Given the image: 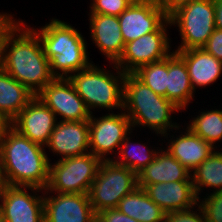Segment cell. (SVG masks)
I'll list each match as a JSON object with an SVG mask.
<instances>
[{
	"label": "cell",
	"instance_id": "8",
	"mask_svg": "<svg viewBox=\"0 0 222 222\" xmlns=\"http://www.w3.org/2000/svg\"><path fill=\"white\" fill-rule=\"evenodd\" d=\"M137 184V175L113 160L102 161L89 190L90 204L95 213L116 208L119 201L131 193Z\"/></svg>",
	"mask_w": 222,
	"mask_h": 222
},
{
	"label": "cell",
	"instance_id": "12",
	"mask_svg": "<svg viewBox=\"0 0 222 222\" xmlns=\"http://www.w3.org/2000/svg\"><path fill=\"white\" fill-rule=\"evenodd\" d=\"M60 121H89L91 113L68 78H54L37 95Z\"/></svg>",
	"mask_w": 222,
	"mask_h": 222
},
{
	"label": "cell",
	"instance_id": "33",
	"mask_svg": "<svg viewBox=\"0 0 222 222\" xmlns=\"http://www.w3.org/2000/svg\"><path fill=\"white\" fill-rule=\"evenodd\" d=\"M202 48L222 61V30L215 29Z\"/></svg>",
	"mask_w": 222,
	"mask_h": 222
},
{
	"label": "cell",
	"instance_id": "35",
	"mask_svg": "<svg viewBox=\"0 0 222 222\" xmlns=\"http://www.w3.org/2000/svg\"><path fill=\"white\" fill-rule=\"evenodd\" d=\"M215 8V28L222 30V0H213Z\"/></svg>",
	"mask_w": 222,
	"mask_h": 222
},
{
	"label": "cell",
	"instance_id": "27",
	"mask_svg": "<svg viewBox=\"0 0 222 222\" xmlns=\"http://www.w3.org/2000/svg\"><path fill=\"white\" fill-rule=\"evenodd\" d=\"M195 116L187 123V127L200 138L217 148L216 144L222 141V109L211 108Z\"/></svg>",
	"mask_w": 222,
	"mask_h": 222
},
{
	"label": "cell",
	"instance_id": "10",
	"mask_svg": "<svg viewBox=\"0 0 222 222\" xmlns=\"http://www.w3.org/2000/svg\"><path fill=\"white\" fill-rule=\"evenodd\" d=\"M88 123L90 153L102 161L113 160L123 140L133 130L131 121L123 110L117 114L109 112L102 117L91 114ZM108 155L114 156L111 158Z\"/></svg>",
	"mask_w": 222,
	"mask_h": 222
},
{
	"label": "cell",
	"instance_id": "11",
	"mask_svg": "<svg viewBox=\"0 0 222 222\" xmlns=\"http://www.w3.org/2000/svg\"><path fill=\"white\" fill-rule=\"evenodd\" d=\"M40 192L43 189L37 187L2 184L0 210L6 222H45L44 195H39Z\"/></svg>",
	"mask_w": 222,
	"mask_h": 222
},
{
	"label": "cell",
	"instance_id": "9",
	"mask_svg": "<svg viewBox=\"0 0 222 222\" xmlns=\"http://www.w3.org/2000/svg\"><path fill=\"white\" fill-rule=\"evenodd\" d=\"M168 27H171L169 18L155 31L126 43L122 55L114 64L124 73H133L142 65L167 58L172 53Z\"/></svg>",
	"mask_w": 222,
	"mask_h": 222
},
{
	"label": "cell",
	"instance_id": "32",
	"mask_svg": "<svg viewBox=\"0 0 222 222\" xmlns=\"http://www.w3.org/2000/svg\"><path fill=\"white\" fill-rule=\"evenodd\" d=\"M96 222H139L121 213L117 208H108L96 213Z\"/></svg>",
	"mask_w": 222,
	"mask_h": 222
},
{
	"label": "cell",
	"instance_id": "28",
	"mask_svg": "<svg viewBox=\"0 0 222 222\" xmlns=\"http://www.w3.org/2000/svg\"><path fill=\"white\" fill-rule=\"evenodd\" d=\"M133 74L156 94L166 98L168 57L142 65Z\"/></svg>",
	"mask_w": 222,
	"mask_h": 222
},
{
	"label": "cell",
	"instance_id": "18",
	"mask_svg": "<svg viewBox=\"0 0 222 222\" xmlns=\"http://www.w3.org/2000/svg\"><path fill=\"white\" fill-rule=\"evenodd\" d=\"M92 43L110 63H115L123 53L125 42L120 29L118 16L88 14Z\"/></svg>",
	"mask_w": 222,
	"mask_h": 222
},
{
	"label": "cell",
	"instance_id": "15",
	"mask_svg": "<svg viewBox=\"0 0 222 222\" xmlns=\"http://www.w3.org/2000/svg\"><path fill=\"white\" fill-rule=\"evenodd\" d=\"M45 148L59 155L58 160L89 153L88 121L58 120Z\"/></svg>",
	"mask_w": 222,
	"mask_h": 222
},
{
	"label": "cell",
	"instance_id": "16",
	"mask_svg": "<svg viewBox=\"0 0 222 222\" xmlns=\"http://www.w3.org/2000/svg\"><path fill=\"white\" fill-rule=\"evenodd\" d=\"M167 18L158 4L130 5L118 16L125 44L155 31Z\"/></svg>",
	"mask_w": 222,
	"mask_h": 222
},
{
	"label": "cell",
	"instance_id": "14",
	"mask_svg": "<svg viewBox=\"0 0 222 222\" xmlns=\"http://www.w3.org/2000/svg\"><path fill=\"white\" fill-rule=\"evenodd\" d=\"M58 117L37 96L11 121V127L20 135L45 147Z\"/></svg>",
	"mask_w": 222,
	"mask_h": 222
},
{
	"label": "cell",
	"instance_id": "29",
	"mask_svg": "<svg viewBox=\"0 0 222 222\" xmlns=\"http://www.w3.org/2000/svg\"><path fill=\"white\" fill-rule=\"evenodd\" d=\"M198 198V204L203 210L207 222H222V191L206 193Z\"/></svg>",
	"mask_w": 222,
	"mask_h": 222
},
{
	"label": "cell",
	"instance_id": "39",
	"mask_svg": "<svg viewBox=\"0 0 222 222\" xmlns=\"http://www.w3.org/2000/svg\"><path fill=\"white\" fill-rule=\"evenodd\" d=\"M9 14L8 13H6V12H2V13H0V23L8 16Z\"/></svg>",
	"mask_w": 222,
	"mask_h": 222
},
{
	"label": "cell",
	"instance_id": "36",
	"mask_svg": "<svg viewBox=\"0 0 222 222\" xmlns=\"http://www.w3.org/2000/svg\"><path fill=\"white\" fill-rule=\"evenodd\" d=\"M11 128V120L0 112V139Z\"/></svg>",
	"mask_w": 222,
	"mask_h": 222
},
{
	"label": "cell",
	"instance_id": "40",
	"mask_svg": "<svg viewBox=\"0 0 222 222\" xmlns=\"http://www.w3.org/2000/svg\"><path fill=\"white\" fill-rule=\"evenodd\" d=\"M0 222H6L1 210H0Z\"/></svg>",
	"mask_w": 222,
	"mask_h": 222
},
{
	"label": "cell",
	"instance_id": "21",
	"mask_svg": "<svg viewBox=\"0 0 222 222\" xmlns=\"http://www.w3.org/2000/svg\"><path fill=\"white\" fill-rule=\"evenodd\" d=\"M185 62L191 85L196 93L199 87L214 84L222 74V61L203 48H191L175 51Z\"/></svg>",
	"mask_w": 222,
	"mask_h": 222
},
{
	"label": "cell",
	"instance_id": "38",
	"mask_svg": "<svg viewBox=\"0 0 222 222\" xmlns=\"http://www.w3.org/2000/svg\"><path fill=\"white\" fill-rule=\"evenodd\" d=\"M131 5H147V4H158L159 0H127Z\"/></svg>",
	"mask_w": 222,
	"mask_h": 222
},
{
	"label": "cell",
	"instance_id": "1",
	"mask_svg": "<svg viewBox=\"0 0 222 222\" xmlns=\"http://www.w3.org/2000/svg\"><path fill=\"white\" fill-rule=\"evenodd\" d=\"M11 14L3 20L2 70L37 95L55 77L38 34Z\"/></svg>",
	"mask_w": 222,
	"mask_h": 222
},
{
	"label": "cell",
	"instance_id": "3",
	"mask_svg": "<svg viewBox=\"0 0 222 222\" xmlns=\"http://www.w3.org/2000/svg\"><path fill=\"white\" fill-rule=\"evenodd\" d=\"M123 111L131 121L132 129L141 126L159 136L181 129L172 114L182 110L172 101L156 94L133 73H126L123 83ZM173 122V123H172ZM171 129V130H170Z\"/></svg>",
	"mask_w": 222,
	"mask_h": 222
},
{
	"label": "cell",
	"instance_id": "5",
	"mask_svg": "<svg viewBox=\"0 0 222 222\" xmlns=\"http://www.w3.org/2000/svg\"><path fill=\"white\" fill-rule=\"evenodd\" d=\"M110 65L114 67L115 73L93 62L88 68L68 77L91 114L97 108L108 112L123 110V83L126 73L114 63Z\"/></svg>",
	"mask_w": 222,
	"mask_h": 222
},
{
	"label": "cell",
	"instance_id": "31",
	"mask_svg": "<svg viewBox=\"0 0 222 222\" xmlns=\"http://www.w3.org/2000/svg\"><path fill=\"white\" fill-rule=\"evenodd\" d=\"M165 222H207V221L203 213V210L201 209L199 204H197L194 207L186 210L167 212L165 215Z\"/></svg>",
	"mask_w": 222,
	"mask_h": 222
},
{
	"label": "cell",
	"instance_id": "34",
	"mask_svg": "<svg viewBox=\"0 0 222 222\" xmlns=\"http://www.w3.org/2000/svg\"><path fill=\"white\" fill-rule=\"evenodd\" d=\"M194 0H159L158 5L163 9L164 14L169 18L179 8Z\"/></svg>",
	"mask_w": 222,
	"mask_h": 222
},
{
	"label": "cell",
	"instance_id": "13",
	"mask_svg": "<svg viewBox=\"0 0 222 222\" xmlns=\"http://www.w3.org/2000/svg\"><path fill=\"white\" fill-rule=\"evenodd\" d=\"M43 192L45 222H96L88 194Z\"/></svg>",
	"mask_w": 222,
	"mask_h": 222
},
{
	"label": "cell",
	"instance_id": "41",
	"mask_svg": "<svg viewBox=\"0 0 222 222\" xmlns=\"http://www.w3.org/2000/svg\"><path fill=\"white\" fill-rule=\"evenodd\" d=\"M0 178H1V156H0Z\"/></svg>",
	"mask_w": 222,
	"mask_h": 222
},
{
	"label": "cell",
	"instance_id": "22",
	"mask_svg": "<svg viewBox=\"0 0 222 222\" xmlns=\"http://www.w3.org/2000/svg\"><path fill=\"white\" fill-rule=\"evenodd\" d=\"M194 94L195 91L184 60L175 51H172L168 56L166 99L184 111L194 100Z\"/></svg>",
	"mask_w": 222,
	"mask_h": 222
},
{
	"label": "cell",
	"instance_id": "17",
	"mask_svg": "<svg viewBox=\"0 0 222 222\" xmlns=\"http://www.w3.org/2000/svg\"><path fill=\"white\" fill-rule=\"evenodd\" d=\"M182 129L185 131H177V133H180L179 135H170L167 133L162 136V138L164 137V141L165 138L168 141V145L166 144L167 147L164 148L192 172L217 148L193 133L187 126L185 129L182 127ZM168 135L170 139H168Z\"/></svg>",
	"mask_w": 222,
	"mask_h": 222
},
{
	"label": "cell",
	"instance_id": "6",
	"mask_svg": "<svg viewBox=\"0 0 222 222\" xmlns=\"http://www.w3.org/2000/svg\"><path fill=\"white\" fill-rule=\"evenodd\" d=\"M54 162L49 165L47 191L88 194L102 160L89 152Z\"/></svg>",
	"mask_w": 222,
	"mask_h": 222
},
{
	"label": "cell",
	"instance_id": "2",
	"mask_svg": "<svg viewBox=\"0 0 222 222\" xmlns=\"http://www.w3.org/2000/svg\"><path fill=\"white\" fill-rule=\"evenodd\" d=\"M0 156L2 184L46 189L51 159L45 147L11 127L0 139Z\"/></svg>",
	"mask_w": 222,
	"mask_h": 222
},
{
	"label": "cell",
	"instance_id": "20",
	"mask_svg": "<svg viewBox=\"0 0 222 222\" xmlns=\"http://www.w3.org/2000/svg\"><path fill=\"white\" fill-rule=\"evenodd\" d=\"M191 173L166 149L158 150L155 158L137 174L138 187L164 182L192 181Z\"/></svg>",
	"mask_w": 222,
	"mask_h": 222
},
{
	"label": "cell",
	"instance_id": "24",
	"mask_svg": "<svg viewBox=\"0 0 222 222\" xmlns=\"http://www.w3.org/2000/svg\"><path fill=\"white\" fill-rule=\"evenodd\" d=\"M35 96L27 87L7 72L0 71V112L11 121Z\"/></svg>",
	"mask_w": 222,
	"mask_h": 222
},
{
	"label": "cell",
	"instance_id": "7",
	"mask_svg": "<svg viewBox=\"0 0 222 222\" xmlns=\"http://www.w3.org/2000/svg\"><path fill=\"white\" fill-rule=\"evenodd\" d=\"M214 15L213 0H194L174 12L169 19L179 29L181 44L173 51L202 48L216 29Z\"/></svg>",
	"mask_w": 222,
	"mask_h": 222
},
{
	"label": "cell",
	"instance_id": "23",
	"mask_svg": "<svg viewBox=\"0 0 222 222\" xmlns=\"http://www.w3.org/2000/svg\"><path fill=\"white\" fill-rule=\"evenodd\" d=\"M116 208L139 222H165L166 212L140 187H136L131 193L124 196Z\"/></svg>",
	"mask_w": 222,
	"mask_h": 222
},
{
	"label": "cell",
	"instance_id": "26",
	"mask_svg": "<svg viewBox=\"0 0 222 222\" xmlns=\"http://www.w3.org/2000/svg\"><path fill=\"white\" fill-rule=\"evenodd\" d=\"M132 133L133 130L125 137L113 161L118 165L127 167L137 175L153 161L159 147L150 149L145 143L131 141Z\"/></svg>",
	"mask_w": 222,
	"mask_h": 222
},
{
	"label": "cell",
	"instance_id": "30",
	"mask_svg": "<svg viewBox=\"0 0 222 222\" xmlns=\"http://www.w3.org/2000/svg\"><path fill=\"white\" fill-rule=\"evenodd\" d=\"M89 14L119 16L131 4L127 0H90Z\"/></svg>",
	"mask_w": 222,
	"mask_h": 222
},
{
	"label": "cell",
	"instance_id": "4",
	"mask_svg": "<svg viewBox=\"0 0 222 222\" xmlns=\"http://www.w3.org/2000/svg\"><path fill=\"white\" fill-rule=\"evenodd\" d=\"M31 28L41 40L50 63V71L55 78H68L93 63L88 56L85 37L70 23L52 18L39 29Z\"/></svg>",
	"mask_w": 222,
	"mask_h": 222
},
{
	"label": "cell",
	"instance_id": "19",
	"mask_svg": "<svg viewBox=\"0 0 222 222\" xmlns=\"http://www.w3.org/2000/svg\"><path fill=\"white\" fill-rule=\"evenodd\" d=\"M149 198L166 213L186 210L198 204V197L192 181L164 182L146 185Z\"/></svg>",
	"mask_w": 222,
	"mask_h": 222
},
{
	"label": "cell",
	"instance_id": "25",
	"mask_svg": "<svg viewBox=\"0 0 222 222\" xmlns=\"http://www.w3.org/2000/svg\"><path fill=\"white\" fill-rule=\"evenodd\" d=\"M217 150L215 149V151L191 173L194 190L198 198L204 188L205 190L206 188L207 190L213 189L211 190L213 192H209V194L222 191V149L220 151L217 148Z\"/></svg>",
	"mask_w": 222,
	"mask_h": 222
},
{
	"label": "cell",
	"instance_id": "37",
	"mask_svg": "<svg viewBox=\"0 0 222 222\" xmlns=\"http://www.w3.org/2000/svg\"><path fill=\"white\" fill-rule=\"evenodd\" d=\"M3 59V21L0 23V71L2 70Z\"/></svg>",
	"mask_w": 222,
	"mask_h": 222
}]
</instances>
